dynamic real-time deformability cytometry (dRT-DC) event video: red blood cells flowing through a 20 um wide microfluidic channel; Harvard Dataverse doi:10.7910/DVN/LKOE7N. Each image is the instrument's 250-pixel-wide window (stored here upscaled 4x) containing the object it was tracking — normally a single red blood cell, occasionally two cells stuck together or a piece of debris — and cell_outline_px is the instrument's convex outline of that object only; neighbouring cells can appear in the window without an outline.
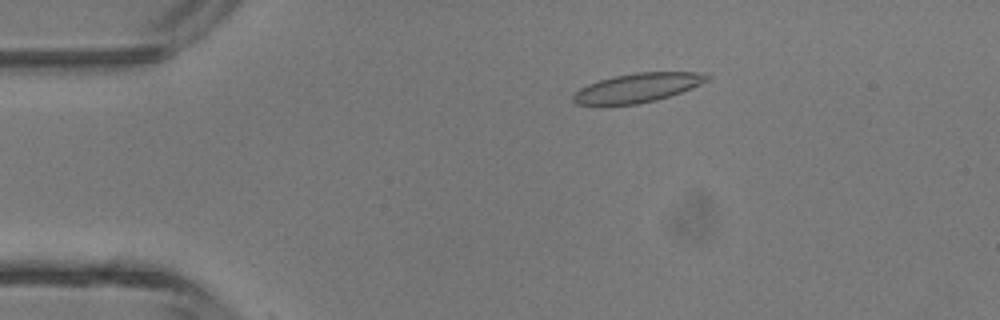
{"species": "common noctule bat (a hibernating species)", "species_latin": "Nyctalus noctula", "temperature_condition": "room temperature", "stored_images_in_passage": 4, "camera_frame_rate_fps": 3000, "um_per_image_px": 0.085, "animal": {"sex": "male", "body_mass_g": 13.3}, "frame": {"image": 1, "passage_image": 3, "time_ms": 2.333, "image_size_px": [1000, 320], "cell_outline_px": [[712, 76], [708, 80], [692, 88], [656, 100], [636, 104], [576, 104], [572, 100], [572, 96], [580, 88], [588, 84], [612, 76], [636, 72], [708, 72]], "centroid_in_image_um": [54.24, 7.44], "position_along_channel_um": 30.8, "area_um2": 22.6}}